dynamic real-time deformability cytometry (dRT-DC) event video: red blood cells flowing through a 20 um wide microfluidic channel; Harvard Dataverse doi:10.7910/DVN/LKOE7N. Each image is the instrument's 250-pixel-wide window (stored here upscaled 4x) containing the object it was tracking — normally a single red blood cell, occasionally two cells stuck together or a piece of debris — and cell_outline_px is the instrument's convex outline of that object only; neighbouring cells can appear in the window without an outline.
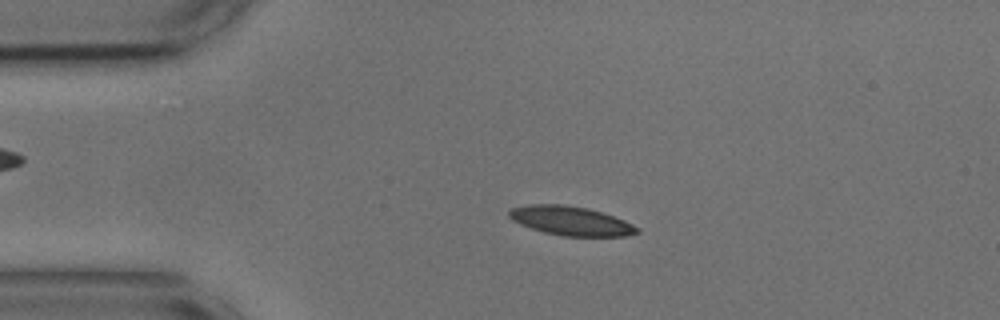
{"species": "common noctule bat (a hibernating species)", "species_latin": "Nyctalus noctula", "temperature_condition": "cold", "stored_images_in_passage": 54, "camera_frame_rate_fps": 3000, "um_per_image_px": 0.085, "animal": {"sex": "male", "body_mass_g": 17.9, "forearm_length_mm": 54.2}, "frame": {"image": 1, "passage_image": 11, "time_ms": 3.333, "image_size_px": [1000, 320], "cell_outline_px": [[640, 232], [624, 236], [564, 236], [544, 232], [520, 224], [512, 220], [508, 216], [508, 212], [512, 208], [528, 204], [564, 204], [588, 208], [624, 220], [640, 228]], "centroid_in_image_um": [48.51, 18.77], "position_along_channel_um": 36.5, "area_um2": 21.62}}
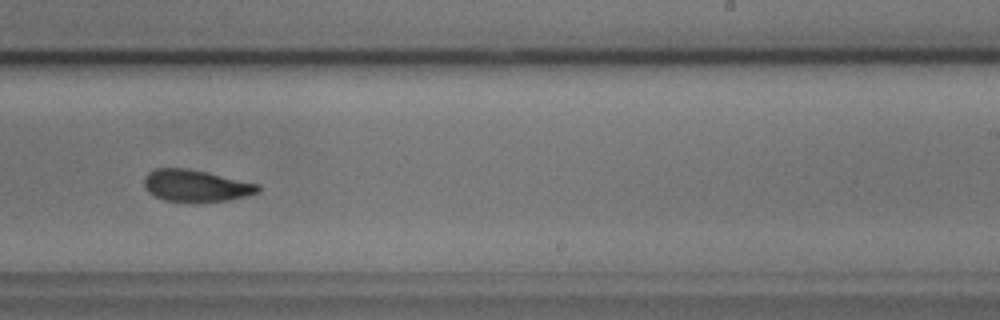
{"frame": {"image": 2, "passage_image": 33, "time_ms": 10.667, "image_size_px": [1000, 320], "cell_outline_px": [[260, 192], [248, 196], [228, 200], [164, 200], [148, 192], [144, 184], [144, 176], [148, 172], [156, 168], [188, 168], [260, 184]], "centroid_in_image_um": [16.67, 15.75], "position_along_channel_um": 272.3, "area_um2": 20.75}}
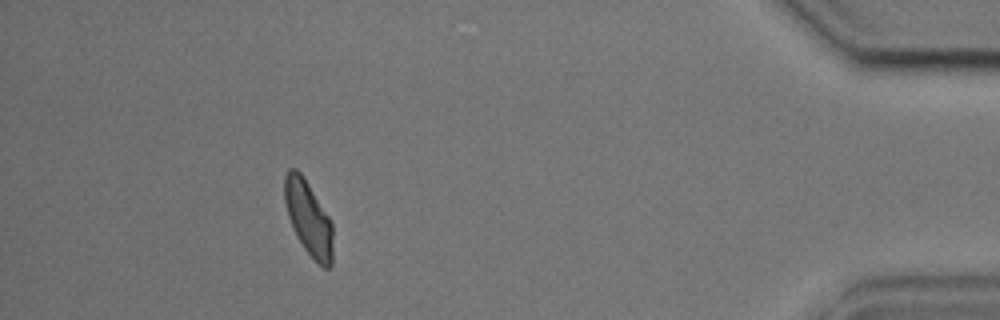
{"frame": {"image": 3, "passage_image": 49, "time_ms": 16.0, "image_size_px": [1000, 320], "cell_outline_px": [[332, 268], [324, 268], [304, 248], [296, 236], [292, 228], [288, 216], [284, 200], [284, 176], [288, 168], [296, 168], [300, 172], [328, 216], [332, 224]], "centroid_in_image_um": [26.19, 18.54], "position_along_channel_um": 409.0, "area_um2": 20.69}, "authors_computed_cell_mechanics": {"area_um2": 21.4149, "velocity_mm_per_s": 3.6292, "shape_relaxation_time_tau1_ms": 3.6123, "shape_relaxation_time_tau2_ms": 2.7795, "deformation_change_tau1": 0.1143, "deformation_change_tau2": 0.0808}}